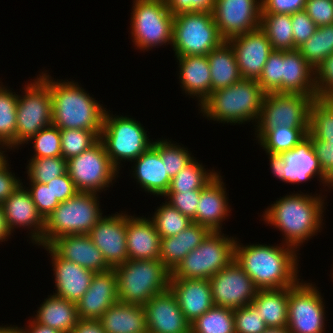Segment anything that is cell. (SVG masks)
Wrapping results in <instances>:
<instances>
[{"label":"cell","mask_w":333,"mask_h":333,"mask_svg":"<svg viewBox=\"0 0 333 333\" xmlns=\"http://www.w3.org/2000/svg\"><path fill=\"white\" fill-rule=\"evenodd\" d=\"M293 192L277 198L260 216L267 226H273L281 232L282 244L294 248L299 253L300 247L314 235L317 236L318 232L321 233L324 227L327 195H323L322 192L303 193L301 190L299 193Z\"/></svg>","instance_id":"1"},{"label":"cell","mask_w":333,"mask_h":333,"mask_svg":"<svg viewBox=\"0 0 333 333\" xmlns=\"http://www.w3.org/2000/svg\"><path fill=\"white\" fill-rule=\"evenodd\" d=\"M207 59L210 65L211 92L229 87L242 79L235 52L227 41L212 50Z\"/></svg>","instance_id":"34"},{"label":"cell","mask_w":333,"mask_h":333,"mask_svg":"<svg viewBox=\"0 0 333 333\" xmlns=\"http://www.w3.org/2000/svg\"><path fill=\"white\" fill-rule=\"evenodd\" d=\"M67 172L78 192L96 194L108 190L120 176L100 139L80 155L68 159Z\"/></svg>","instance_id":"13"},{"label":"cell","mask_w":333,"mask_h":333,"mask_svg":"<svg viewBox=\"0 0 333 333\" xmlns=\"http://www.w3.org/2000/svg\"><path fill=\"white\" fill-rule=\"evenodd\" d=\"M237 237L234 260L253 280L258 289H281L295 286L299 277V255L294 248L282 243L246 244Z\"/></svg>","instance_id":"2"},{"label":"cell","mask_w":333,"mask_h":333,"mask_svg":"<svg viewBox=\"0 0 333 333\" xmlns=\"http://www.w3.org/2000/svg\"><path fill=\"white\" fill-rule=\"evenodd\" d=\"M257 80L241 79L233 85L211 92L198 107L209 121L237 125L251 122L255 127L265 96Z\"/></svg>","instance_id":"4"},{"label":"cell","mask_w":333,"mask_h":333,"mask_svg":"<svg viewBox=\"0 0 333 333\" xmlns=\"http://www.w3.org/2000/svg\"><path fill=\"white\" fill-rule=\"evenodd\" d=\"M327 186V188H326ZM326 188V189H324ZM333 189V170H331L328 174L325 176L324 184H323V189L320 191L323 192V190L330 192V190ZM329 190V191H328Z\"/></svg>","instance_id":"64"},{"label":"cell","mask_w":333,"mask_h":333,"mask_svg":"<svg viewBox=\"0 0 333 333\" xmlns=\"http://www.w3.org/2000/svg\"><path fill=\"white\" fill-rule=\"evenodd\" d=\"M0 81V141L12 152L15 151V135L17 123V97Z\"/></svg>","instance_id":"39"},{"label":"cell","mask_w":333,"mask_h":333,"mask_svg":"<svg viewBox=\"0 0 333 333\" xmlns=\"http://www.w3.org/2000/svg\"><path fill=\"white\" fill-rule=\"evenodd\" d=\"M304 11L317 27L333 24L332 0H306Z\"/></svg>","instance_id":"54"},{"label":"cell","mask_w":333,"mask_h":333,"mask_svg":"<svg viewBox=\"0 0 333 333\" xmlns=\"http://www.w3.org/2000/svg\"><path fill=\"white\" fill-rule=\"evenodd\" d=\"M8 158L0 164V204H2L23 182L15 176Z\"/></svg>","instance_id":"57"},{"label":"cell","mask_w":333,"mask_h":333,"mask_svg":"<svg viewBox=\"0 0 333 333\" xmlns=\"http://www.w3.org/2000/svg\"><path fill=\"white\" fill-rule=\"evenodd\" d=\"M101 131L82 129L60 130L61 156L68 160L80 155L100 139Z\"/></svg>","instance_id":"46"},{"label":"cell","mask_w":333,"mask_h":333,"mask_svg":"<svg viewBox=\"0 0 333 333\" xmlns=\"http://www.w3.org/2000/svg\"><path fill=\"white\" fill-rule=\"evenodd\" d=\"M237 238L212 231L171 272L170 279H210L235 258Z\"/></svg>","instance_id":"9"},{"label":"cell","mask_w":333,"mask_h":333,"mask_svg":"<svg viewBox=\"0 0 333 333\" xmlns=\"http://www.w3.org/2000/svg\"><path fill=\"white\" fill-rule=\"evenodd\" d=\"M126 210L103 215L88 234L113 269L128 260Z\"/></svg>","instance_id":"17"},{"label":"cell","mask_w":333,"mask_h":333,"mask_svg":"<svg viewBox=\"0 0 333 333\" xmlns=\"http://www.w3.org/2000/svg\"><path fill=\"white\" fill-rule=\"evenodd\" d=\"M190 333H235L233 309L213 305L190 324Z\"/></svg>","instance_id":"42"},{"label":"cell","mask_w":333,"mask_h":333,"mask_svg":"<svg viewBox=\"0 0 333 333\" xmlns=\"http://www.w3.org/2000/svg\"><path fill=\"white\" fill-rule=\"evenodd\" d=\"M117 276L119 302L144 305L169 289L171 272L159 259L132 260L113 268Z\"/></svg>","instance_id":"6"},{"label":"cell","mask_w":333,"mask_h":333,"mask_svg":"<svg viewBox=\"0 0 333 333\" xmlns=\"http://www.w3.org/2000/svg\"><path fill=\"white\" fill-rule=\"evenodd\" d=\"M47 72L41 70L38 76L49 86L52 97V124L60 130L101 131L107 109L101 101H97L94 95L91 96L77 81L56 80Z\"/></svg>","instance_id":"3"},{"label":"cell","mask_w":333,"mask_h":333,"mask_svg":"<svg viewBox=\"0 0 333 333\" xmlns=\"http://www.w3.org/2000/svg\"><path fill=\"white\" fill-rule=\"evenodd\" d=\"M201 190L183 193H166L164 200L191 220L196 217V209L200 200Z\"/></svg>","instance_id":"52"},{"label":"cell","mask_w":333,"mask_h":333,"mask_svg":"<svg viewBox=\"0 0 333 333\" xmlns=\"http://www.w3.org/2000/svg\"><path fill=\"white\" fill-rule=\"evenodd\" d=\"M25 168L28 183L46 184L67 172V160L62 156L46 158H29Z\"/></svg>","instance_id":"45"},{"label":"cell","mask_w":333,"mask_h":333,"mask_svg":"<svg viewBox=\"0 0 333 333\" xmlns=\"http://www.w3.org/2000/svg\"><path fill=\"white\" fill-rule=\"evenodd\" d=\"M36 314L32 318L45 326L61 331L62 333H71L79 320L77 314V305L55 294L47 295Z\"/></svg>","instance_id":"33"},{"label":"cell","mask_w":333,"mask_h":333,"mask_svg":"<svg viewBox=\"0 0 333 333\" xmlns=\"http://www.w3.org/2000/svg\"><path fill=\"white\" fill-rule=\"evenodd\" d=\"M251 304L267 327H287L288 288L258 289Z\"/></svg>","instance_id":"35"},{"label":"cell","mask_w":333,"mask_h":333,"mask_svg":"<svg viewBox=\"0 0 333 333\" xmlns=\"http://www.w3.org/2000/svg\"><path fill=\"white\" fill-rule=\"evenodd\" d=\"M143 308L149 333H190V323L170 289L153 296Z\"/></svg>","instance_id":"20"},{"label":"cell","mask_w":333,"mask_h":333,"mask_svg":"<svg viewBox=\"0 0 333 333\" xmlns=\"http://www.w3.org/2000/svg\"><path fill=\"white\" fill-rule=\"evenodd\" d=\"M127 252L128 259L153 260L160 257V236L146 216H133L127 212Z\"/></svg>","instance_id":"29"},{"label":"cell","mask_w":333,"mask_h":333,"mask_svg":"<svg viewBox=\"0 0 333 333\" xmlns=\"http://www.w3.org/2000/svg\"><path fill=\"white\" fill-rule=\"evenodd\" d=\"M317 96L297 93H266L262 102L259 120L254 127V140L267 130L276 127L309 128V112Z\"/></svg>","instance_id":"12"},{"label":"cell","mask_w":333,"mask_h":333,"mask_svg":"<svg viewBox=\"0 0 333 333\" xmlns=\"http://www.w3.org/2000/svg\"><path fill=\"white\" fill-rule=\"evenodd\" d=\"M262 333H291L288 327H268Z\"/></svg>","instance_id":"66"},{"label":"cell","mask_w":333,"mask_h":333,"mask_svg":"<svg viewBox=\"0 0 333 333\" xmlns=\"http://www.w3.org/2000/svg\"><path fill=\"white\" fill-rule=\"evenodd\" d=\"M283 51L274 50L268 57L262 74L257 80L265 93H282Z\"/></svg>","instance_id":"48"},{"label":"cell","mask_w":333,"mask_h":333,"mask_svg":"<svg viewBox=\"0 0 333 333\" xmlns=\"http://www.w3.org/2000/svg\"><path fill=\"white\" fill-rule=\"evenodd\" d=\"M173 15L185 12H209L214 9L215 0H165Z\"/></svg>","instance_id":"56"},{"label":"cell","mask_w":333,"mask_h":333,"mask_svg":"<svg viewBox=\"0 0 333 333\" xmlns=\"http://www.w3.org/2000/svg\"><path fill=\"white\" fill-rule=\"evenodd\" d=\"M119 301L114 269L95 273L88 290L76 303L79 319L99 320L103 313Z\"/></svg>","instance_id":"22"},{"label":"cell","mask_w":333,"mask_h":333,"mask_svg":"<svg viewBox=\"0 0 333 333\" xmlns=\"http://www.w3.org/2000/svg\"><path fill=\"white\" fill-rule=\"evenodd\" d=\"M301 279L288 287V323L291 333H325L326 302L320 288Z\"/></svg>","instance_id":"14"},{"label":"cell","mask_w":333,"mask_h":333,"mask_svg":"<svg viewBox=\"0 0 333 333\" xmlns=\"http://www.w3.org/2000/svg\"><path fill=\"white\" fill-rule=\"evenodd\" d=\"M320 167L326 175L333 170V142L310 139Z\"/></svg>","instance_id":"59"},{"label":"cell","mask_w":333,"mask_h":333,"mask_svg":"<svg viewBox=\"0 0 333 333\" xmlns=\"http://www.w3.org/2000/svg\"><path fill=\"white\" fill-rule=\"evenodd\" d=\"M224 41L260 27L261 0H215L212 11Z\"/></svg>","instance_id":"16"},{"label":"cell","mask_w":333,"mask_h":333,"mask_svg":"<svg viewBox=\"0 0 333 333\" xmlns=\"http://www.w3.org/2000/svg\"><path fill=\"white\" fill-rule=\"evenodd\" d=\"M0 333H22L21 329L17 325H0Z\"/></svg>","instance_id":"65"},{"label":"cell","mask_w":333,"mask_h":333,"mask_svg":"<svg viewBox=\"0 0 333 333\" xmlns=\"http://www.w3.org/2000/svg\"><path fill=\"white\" fill-rule=\"evenodd\" d=\"M71 333H106L99 320L79 319Z\"/></svg>","instance_id":"60"},{"label":"cell","mask_w":333,"mask_h":333,"mask_svg":"<svg viewBox=\"0 0 333 333\" xmlns=\"http://www.w3.org/2000/svg\"><path fill=\"white\" fill-rule=\"evenodd\" d=\"M314 82L317 98L333 99V54L314 69Z\"/></svg>","instance_id":"50"},{"label":"cell","mask_w":333,"mask_h":333,"mask_svg":"<svg viewBox=\"0 0 333 333\" xmlns=\"http://www.w3.org/2000/svg\"><path fill=\"white\" fill-rule=\"evenodd\" d=\"M223 42L212 13L185 12L174 15L171 48L175 57L207 56Z\"/></svg>","instance_id":"10"},{"label":"cell","mask_w":333,"mask_h":333,"mask_svg":"<svg viewBox=\"0 0 333 333\" xmlns=\"http://www.w3.org/2000/svg\"><path fill=\"white\" fill-rule=\"evenodd\" d=\"M46 186H50L54 198H56L59 203L72 198L78 192L68 172L46 183Z\"/></svg>","instance_id":"58"},{"label":"cell","mask_w":333,"mask_h":333,"mask_svg":"<svg viewBox=\"0 0 333 333\" xmlns=\"http://www.w3.org/2000/svg\"><path fill=\"white\" fill-rule=\"evenodd\" d=\"M309 128H287L284 126L267 130L256 142L265 153L282 154L296 147L307 137Z\"/></svg>","instance_id":"38"},{"label":"cell","mask_w":333,"mask_h":333,"mask_svg":"<svg viewBox=\"0 0 333 333\" xmlns=\"http://www.w3.org/2000/svg\"><path fill=\"white\" fill-rule=\"evenodd\" d=\"M286 165L283 170V183L291 185L305 183L314 180L321 182L323 186L325 174L323 173L318 158L315 155L311 140L306 137L296 147L282 153Z\"/></svg>","instance_id":"28"},{"label":"cell","mask_w":333,"mask_h":333,"mask_svg":"<svg viewBox=\"0 0 333 333\" xmlns=\"http://www.w3.org/2000/svg\"><path fill=\"white\" fill-rule=\"evenodd\" d=\"M309 139L333 142V99L315 98L309 112Z\"/></svg>","instance_id":"40"},{"label":"cell","mask_w":333,"mask_h":333,"mask_svg":"<svg viewBox=\"0 0 333 333\" xmlns=\"http://www.w3.org/2000/svg\"><path fill=\"white\" fill-rule=\"evenodd\" d=\"M174 58L177 59V79L183 94L196 99L199 107L211 93V74L207 56L185 55Z\"/></svg>","instance_id":"27"},{"label":"cell","mask_w":333,"mask_h":333,"mask_svg":"<svg viewBox=\"0 0 333 333\" xmlns=\"http://www.w3.org/2000/svg\"><path fill=\"white\" fill-rule=\"evenodd\" d=\"M297 50L315 69L325 58L333 54V24L317 27L314 34Z\"/></svg>","instance_id":"41"},{"label":"cell","mask_w":333,"mask_h":333,"mask_svg":"<svg viewBox=\"0 0 333 333\" xmlns=\"http://www.w3.org/2000/svg\"><path fill=\"white\" fill-rule=\"evenodd\" d=\"M194 158L175 177L171 179V184L167 193H183L186 191L202 190L221 171L214 168L207 169L200 161Z\"/></svg>","instance_id":"36"},{"label":"cell","mask_w":333,"mask_h":333,"mask_svg":"<svg viewBox=\"0 0 333 333\" xmlns=\"http://www.w3.org/2000/svg\"><path fill=\"white\" fill-rule=\"evenodd\" d=\"M33 202L37 208V211L44 220L58 207L60 204L56 198H54L51 192L50 186L42 183H26Z\"/></svg>","instance_id":"51"},{"label":"cell","mask_w":333,"mask_h":333,"mask_svg":"<svg viewBox=\"0 0 333 333\" xmlns=\"http://www.w3.org/2000/svg\"><path fill=\"white\" fill-rule=\"evenodd\" d=\"M214 305L231 309L251 304L258 288L242 267L233 260L209 279Z\"/></svg>","instance_id":"15"},{"label":"cell","mask_w":333,"mask_h":333,"mask_svg":"<svg viewBox=\"0 0 333 333\" xmlns=\"http://www.w3.org/2000/svg\"><path fill=\"white\" fill-rule=\"evenodd\" d=\"M32 142V143H31ZM33 144V156L30 158H46L61 156V136L60 129L53 124L41 129L36 135L32 136L26 144Z\"/></svg>","instance_id":"47"},{"label":"cell","mask_w":333,"mask_h":333,"mask_svg":"<svg viewBox=\"0 0 333 333\" xmlns=\"http://www.w3.org/2000/svg\"><path fill=\"white\" fill-rule=\"evenodd\" d=\"M1 205L12 237L15 229L24 228L29 231V244L38 245L42 240L45 220L37 211L26 184L22 183Z\"/></svg>","instance_id":"18"},{"label":"cell","mask_w":333,"mask_h":333,"mask_svg":"<svg viewBox=\"0 0 333 333\" xmlns=\"http://www.w3.org/2000/svg\"><path fill=\"white\" fill-rule=\"evenodd\" d=\"M211 232L206 226L192 223L175 236L160 238L159 260L172 272Z\"/></svg>","instance_id":"30"},{"label":"cell","mask_w":333,"mask_h":333,"mask_svg":"<svg viewBox=\"0 0 333 333\" xmlns=\"http://www.w3.org/2000/svg\"><path fill=\"white\" fill-rule=\"evenodd\" d=\"M49 246L62 259L72 261L94 273H103L112 269L88 234L60 236Z\"/></svg>","instance_id":"24"},{"label":"cell","mask_w":333,"mask_h":333,"mask_svg":"<svg viewBox=\"0 0 333 333\" xmlns=\"http://www.w3.org/2000/svg\"><path fill=\"white\" fill-rule=\"evenodd\" d=\"M225 185L223 176L219 173L201 190L193 223L206 226L211 231H223V223L229 219L232 211Z\"/></svg>","instance_id":"23"},{"label":"cell","mask_w":333,"mask_h":333,"mask_svg":"<svg viewBox=\"0 0 333 333\" xmlns=\"http://www.w3.org/2000/svg\"><path fill=\"white\" fill-rule=\"evenodd\" d=\"M11 238V233L8 229L6 218L4 215V209L2 205L0 204V243H5V241H8V239Z\"/></svg>","instance_id":"63"},{"label":"cell","mask_w":333,"mask_h":333,"mask_svg":"<svg viewBox=\"0 0 333 333\" xmlns=\"http://www.w3.org/2000/svg\"><path fill=\"white\" fill-rule=\"evenodd\" d=\"M7 150L9 151V149L0 141V164L9 158L8 154L6 153L8 152Z\"/></svg>","instance_id":"67"},{"label":"cell","mask_w":333,"mask_h":333,"mask_svg":"<svg viewBox=\"0 0 333 333\" xmlns=\"http://www.w3.org/2000/svg\"><path fill=\"white\" fill-rule=\"evenodd\" d=\"M235 333H262L268 327L252 305L233 309Z\"/></svg>","instance_id":"49"},{"label":"cell","mask_w":333,"mask_h":333,"mask_svg":"<svg viewBox=\"0 0 333 333\" xmlns=\"http://www.w3.org/2000/svg\"><path fill=\"white\" fill-rule=\"evenodd\" d=\"M282 93L316 96L314 69L297 49L283 51Z\"/></svg>","instance_id":"31"},{"label":"cell","mask_w":333,"mask_h":333,"mask_svg":"<svg viewBox=\"0 0 333 333\" xmlns=\"http://www.w3.org/2000/svg\"><path fill=\"white\" fill-rule=\"evenodd\" d=\"M306 0H261V14H293L305 9Z\"/></svg>","instance_id":"55"},{"label":"cell","mask_w":333,"mask_h":333,"mask_svg":"<svg viewBox=\"0 0 333 333\" xmlns=\"http://www.w3.org/2000/svg\"><path fill=\"white\" fill-rule=\"evenodd\" d=\"M99 196L91 192H77L72 198L60 203L45 220L38 248L49 246L60 236L89 234L103 216Z\"/></svg>","instance_id":"5"},{"label":"cell","mask_w":333,"mask_h":333,"mask_svg":"<svg viewBox=\"0 0 333 333\" xmlns=\"http://www.w3.org/2000/svg\"><path fill=\"white\" fill-rule=\"evenodd\" d=\"M172 141L162 137L155 139L152 144L165 162L166 172L171 179L195 158L191 151H188L187 146L184 147L183 144Z\"/></svg>","instance_id":"44"},{"label":"cell","mask_w":333,"mask_h":333,"mask_svg":"<svg viewBox=\"0 0 333 333\" xmlns=\"http://www.w3.org/2000/svg\"><path fill=\"white\" fill-rule=\"evenodd\" d=\"M106 109L100 140L104 144L111 163L120 171L123 163L131 162L143 154L152 144L147 130L140 121L130 115H113ZM130 116V117H129Z\"/></svg>","instance_id":"7"},{"label":"cell","mask_w":333,"mask_h":333,"mask_svg":"<svg viewBox=\"0 0 333 333\" xmlns=\"http://www.w3.org/2000/svg\"><path fill=\"white\" fill-rule=\"evenodd\" d=\"M99 321L106 333H147L143 305L117 302L111 305Z\"/></svg>","instance_id":"32"},{"label":"cell","mask_w":333,"mask_h":333,"mask_svg":"<svg viewBox=\"0 0 333 333\" xmlns=\"http://www.w3.org/2000/svg\"><path fill=\"white\" fill-rule=\"evenodd\" d=\"M227 42L235 52L241 77L258 80L269 55L274 51L265 32L258 27Z\"/></svg>","instance_id":"19"},{"label":"cell","mask_w":333,"mask_h":333,"mask_svg":"<svg viewBox=\"0 0 333 333\" xmlns=\"http://www.w3.org/2000/svg\"><path fill=\"white\" fill-rule=\"evenodd\" d=\"M154 211L149 218L160 238L175 236L193 223L188 216L183 215L166 201H163Z\"/></svg>","instance_id":"43"},{"label":"cell","mask_w":333,"mask_h":333,"mask_svg":"<svg viewBox=\"0 0 333 333\" xmlns=\"http://www.w3.org/2000/svg\"><path fill=\"white\" fill-rule=\"evenodd\" d=\"M130 34L135 49L150 51L172 45L174 15L165 0H133Z\"/></svg>","instance_id":"8"},{"label":"cell","mask_w":333,"mask_h":333,"mask_svg":"<svg viewBox=\"0 0 333 333\" xmlns=\"http://www.w3.org/2000/svg\"><path fill=\"white\" fill-rule=\"evenodd\" d=\"M291 21L295 50L314 34L317 26L304 10L291 14Z\"/></svg>","instance_id":"53"},{"label":"cell","mask_w":333,"mask_h":333,"mask_svg":"<svg viewBox=\"0 0 333 333\" xmlns=\"http://www.w3.org/2000/svg\"><path fill=\"white\" fill-rule=\"evenodd\" d=\"M22 87L17 97L15 150H19L41 129L52 125V97L49 86L38 76ZM23 93V94H22Z\"/></svg>","instance_id":"11"},{"label":"cell","mask_w":333,"mask_h":333,"mask_svg":"<svg viewBox=\"0 0 333 333\" xmlns=\"http://www.w3.org/2000/svg\"><path fill=\"white\" fill-rule=\"evenodd\" d=\"M169 289L190 324L214 305L208 279H170Z\"/></svg>","instance_id":"26"},{"label":"cell","mask_w":333,"mask_h":333,"mask_svg":"<svg viewBox=\"0 0 333 333\" xmlns=\"http://www.w3.org/2000/svg\"><path fill=\"white\" fill-rule=\"evenodd\" d=\"M27 324L26 326L23 325L24 327H19L22 333H62L61 331L36 322L32 317L28 320Z\"/></svg>","instance_id":"62"},{"label":"cell","mask_w":333,"mask_h":333,"mask_svg":"<svg viewBox=\"0 0 333 333\" xmlns=\"http://www.w3.org/2000/svg\"><path fill=\"white\" fill-rule=\"evenodd\" d=\"M269 159V165L271 168V173L273 177L279 179L283 182V170L286 165V161L284 160L282 154L275 153H266Z\"/></svg>","instance_id":"61"},{"label":"cell","mask_w":333,"mask_h":333,"mask_svg":"<svg viewBox=\"0 0 333 333\" xmlns=\"http://www.w3.org/2000/svg\"><path fill=\"white\" fill-rule=\"evenodd\" d=\"M132 162L131 178H134L139 188L153 197L163 198L169 190L171 178L166 172L165 162L162 161L159 151L151 145Z\"/></svg>","instance_id":"25"},{"label":"cell","mask_w":333,"mask_h":333,"mask_svg":"<svg viewBox=\"0 0 333 333\" xmlns=\"http://www.w3.org/2000/svg\"><path fill=\"white\" fill-rule=\"evenodd\" d=\"M41 248L47 251L52 260L53 283L56 288L53 294L77 303L88 290L95 273L72 261L62 259L50 246Z\"/></svg>","instance_id":"21"},{"label":"cell","mask_w":333,"mask_h":333,"mask_svg":"<svg viewBox=\"0 0 333 333\" xmlns=\"http://www.w3.org/2000/svg\"><path fill=\"white\" fill-rule=\"evenodd\" d=\"M260 28L271 42L273 50H294L291 14H261Z\"/></svg>","instance_id":"37"}]
</instances>
